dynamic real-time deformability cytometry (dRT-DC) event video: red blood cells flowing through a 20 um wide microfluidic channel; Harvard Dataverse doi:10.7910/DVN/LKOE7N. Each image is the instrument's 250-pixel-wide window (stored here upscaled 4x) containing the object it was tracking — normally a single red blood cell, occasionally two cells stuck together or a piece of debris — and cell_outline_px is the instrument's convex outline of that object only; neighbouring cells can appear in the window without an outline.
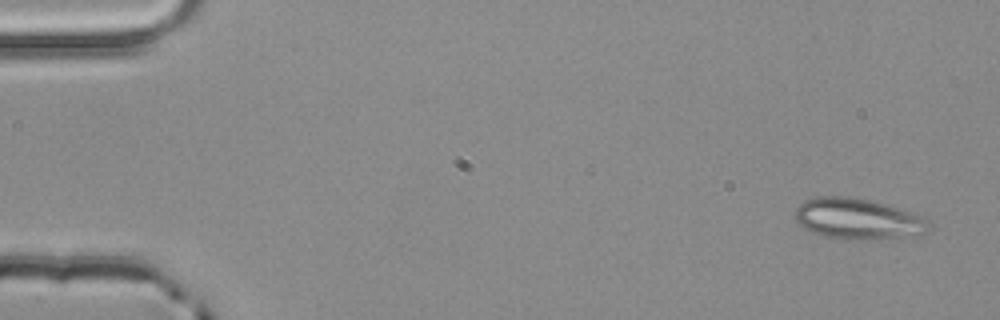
{"species": "common noctule bat (a hibernating species)", "species_latin": "Nyctalus noctula", "temperature_condition": "room temperature", "stored_images_in_passage": 3, "camera_frame_rate_fps": 3000, "um_per_image_px": 0.085, "animal": {"sex": "male", "body_mass_g": 20.4}, "frame": {"image": 1, "passage_image": 1, "time_ms": 0.0, "image_size_px": [1000, 320], "cell_outline_px": [[932, 228], [924, 232], [868, 240], [864, 240], [824, 236], [812, 232], [804, 228], [796, 220], [792, 212], [804, 200], [816, 196], [848, 196], [868, 200], [884, 204], [912, 212], [924, 216], [928, 220]], "centroid_in_image_um": [72.86, 18.57], "position_along_channel_um": 12.1, "area_um2": 31.56}}